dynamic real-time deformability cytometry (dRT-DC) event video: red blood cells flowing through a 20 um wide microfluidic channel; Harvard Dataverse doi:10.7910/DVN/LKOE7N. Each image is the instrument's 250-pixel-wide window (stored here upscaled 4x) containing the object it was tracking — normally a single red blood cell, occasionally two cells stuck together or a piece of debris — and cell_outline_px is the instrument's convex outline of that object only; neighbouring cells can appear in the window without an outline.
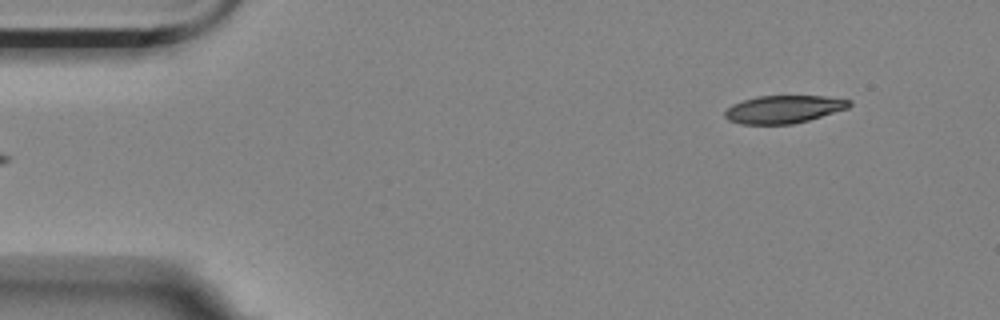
{"species": "Egyptian fruit bat (a non-hibernating species)", "species_latin": "Rousettus aegyptiacus", "temperature_condition": "room temperature", "stored_images_in_passage": 5, "segment_of_instrument_passage": [2, 2], "camera_frame_rate_fps": 3000, "um_per_image_px": 0.085, "animal": {"sex": "female"}, "frame": {"image": 1, "passage_image": 5, "time_ms": 1.333, "image_size_px": [1000, 320], "cell_outline_px": [[852, 104], [848, 108], [808, 120], [792, 124], [740, 124], [728, 120], [724, 116], [724, 112], [732, 104], [756, 96], [824, 96], [852, 100]], "centroid_in_image_um": [66.6, 9.28], "position_along_channel_um": 18.4, "area_um2": 20.11}}